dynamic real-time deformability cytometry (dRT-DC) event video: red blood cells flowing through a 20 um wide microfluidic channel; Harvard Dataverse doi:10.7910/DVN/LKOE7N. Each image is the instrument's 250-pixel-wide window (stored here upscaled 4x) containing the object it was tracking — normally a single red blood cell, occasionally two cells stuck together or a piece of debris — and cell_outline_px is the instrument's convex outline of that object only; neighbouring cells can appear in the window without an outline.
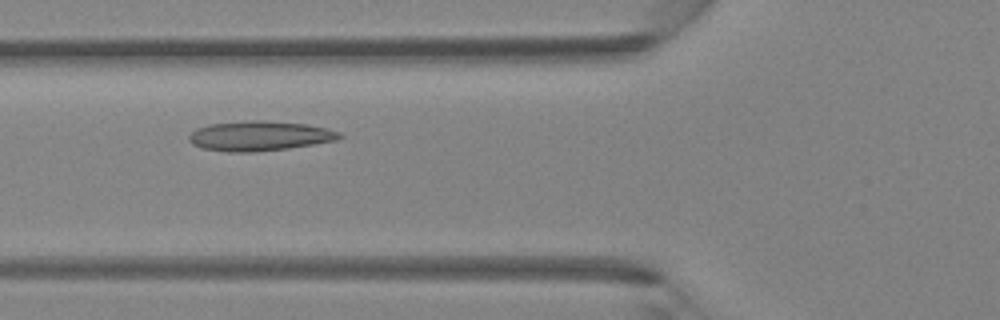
{"species": "Egyptian fruit bat (a non-hibernating species)", "species_latin": "Rousettus aegyptiacus", "temperature_condition": "room temperature", "stored_images_in_passage": 33, "segment_of_instrument_passage": [1, 2], "camera_frame_rate_fps": 3000, "um_per_image_px": 0.085, "animal": {"sex": "female"}, "frame": {"image": 1, "passage_image": 4, "time_ms": 1.0, "image_size_px": [1000, 320], "cell_outline_px": [[344, 136], [336, 140], [288, 148], [256, 152], [228, 152], [204, 148], [192, 144], [188, 140], [188, 136], [196, 128], [208, 124], [248, 120], [260, 120], [308, 124], [328, 128], [340, 132]], "centroid_in_image_um": [22.06, 11.54], "position_along_channel_um": 103.7, "area_um2": 26.24}}
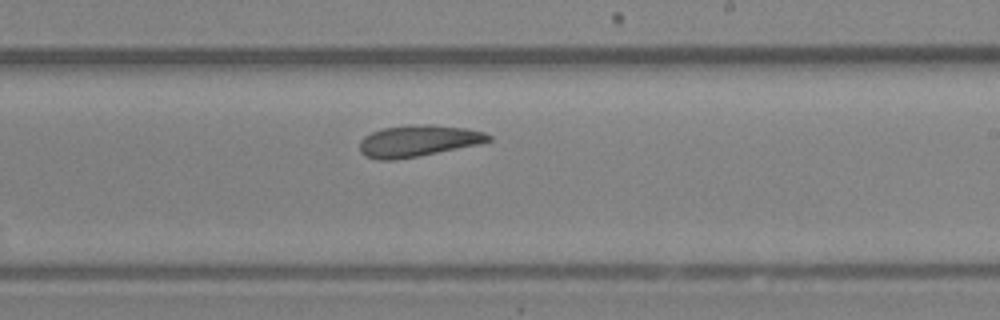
{"frame": {"image": 2, "passage_image": 14, "time_ms": 4.333, "image_size_px": [1000, 320], "cell_outline_px": [[492, 140], [480, 144], [396, 160], [376, 160], [364, 156], [360, 152], [360, 140], [364, 136], [372, 132], [384, 128], [408, 124], [432, 124], [468, 128], [484, 132], [492, 136]], "centroid_in_image_um": [35.54, 11.97], "position_along_channel_um": 253.5, "area_um2": 23.93}}
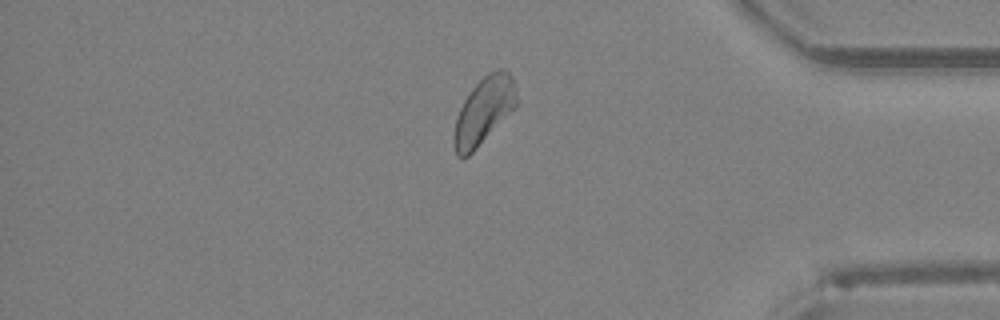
{"frame": {"image": 3, "passage_image": 25, "time_ms": 8.0, "image_size_px": [1000, 320], "cell_outline_px": [[516, 108], [468, 156], [456, 156], [452, 140], [456, 116], [464, 100], [472, 88], [488, 72], [496, 68], [500, 68], [508, 72], [512, 76], [516, 88]], "centroid_in_image_um": [41.12, 9.4], "position_along_channel_um": 394.1, "area_um2": 24.39}}